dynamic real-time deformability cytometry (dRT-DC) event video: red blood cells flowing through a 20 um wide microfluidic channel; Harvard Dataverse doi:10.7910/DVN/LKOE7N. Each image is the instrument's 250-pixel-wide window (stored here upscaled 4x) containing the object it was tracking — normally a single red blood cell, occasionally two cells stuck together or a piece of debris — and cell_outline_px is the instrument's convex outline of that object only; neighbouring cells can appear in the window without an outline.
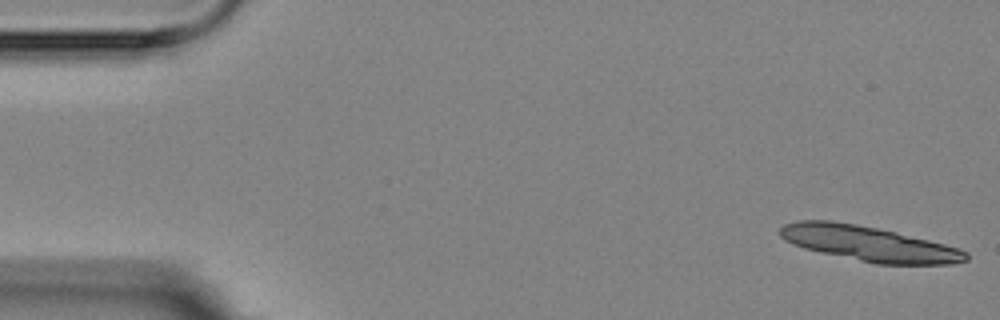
{"species": "Egyptian fruit bat (a non-hibernating species)", "species_latin": "Rousettus aegyptiacus", "temperature_condition": "room temperature", "stored_images_in_passage": 5, "camera_frame_rate_fps": 3000, "um_per_image_px": 0.085, "animal": {"sex": "female"}, "frame": {"image": 1, "passage_image": 1, "time_ms": 0.0, "image_size_px": [1000, 320], "cell_outline_px": [[968, 260], [952, 264], [876, 264], [804, 248], [792, 244], [784, 240], [780, 236], [780, 228], [784, 224], [796, 220], [832, 220], [856, 224], [896, 232], [960, 248], [968, 252]], "centroid_in_image_um": [73.84, 20.7], "position_along_channel_um": 11.2, "area_um2": 37.8}}